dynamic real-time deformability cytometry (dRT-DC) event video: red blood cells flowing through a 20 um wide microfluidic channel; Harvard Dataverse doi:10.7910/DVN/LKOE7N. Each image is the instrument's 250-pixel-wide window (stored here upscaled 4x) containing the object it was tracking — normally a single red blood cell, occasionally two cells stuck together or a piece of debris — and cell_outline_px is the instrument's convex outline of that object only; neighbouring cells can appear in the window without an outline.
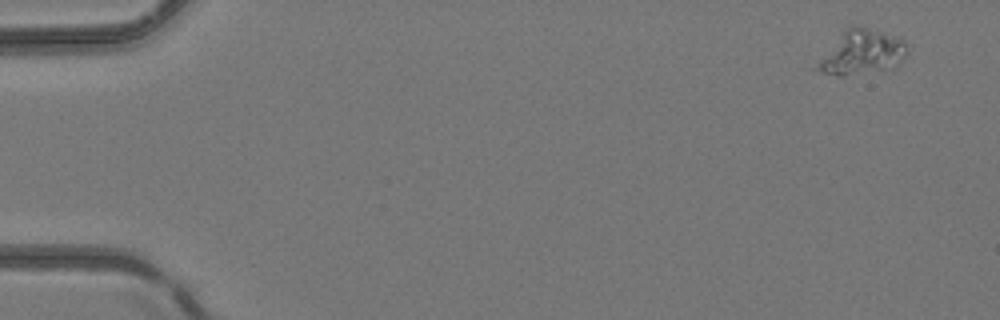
{"species": "common noctule bat (a hibernating species)", "species_latin": "Nyctalus noctula", "temperature_condition": "room temperature", "stored_images_in_passage": 5, "camera_frame_rate_fps": 3000, "um_per_image_px": 0.085, "animal": {"sex": "female", "body_mass_g": 24.6, "forearm_length_mm": 56.2}, "frame": {"image": 1, "passage_image": 5, "time_ms": 4.333, "image_size_px": [1000, 320], "cell_outline_px": [[908, 44], [904, 56], [896, 68], [840, 76], [836, 76], [820, 72], [808, 68], [852, 24], [860, 24], [900, 36]], "centroid_in_image_um": [73.23, 4.44], "position_along_channel_um": 11.8, "area_um2": 23.99}}